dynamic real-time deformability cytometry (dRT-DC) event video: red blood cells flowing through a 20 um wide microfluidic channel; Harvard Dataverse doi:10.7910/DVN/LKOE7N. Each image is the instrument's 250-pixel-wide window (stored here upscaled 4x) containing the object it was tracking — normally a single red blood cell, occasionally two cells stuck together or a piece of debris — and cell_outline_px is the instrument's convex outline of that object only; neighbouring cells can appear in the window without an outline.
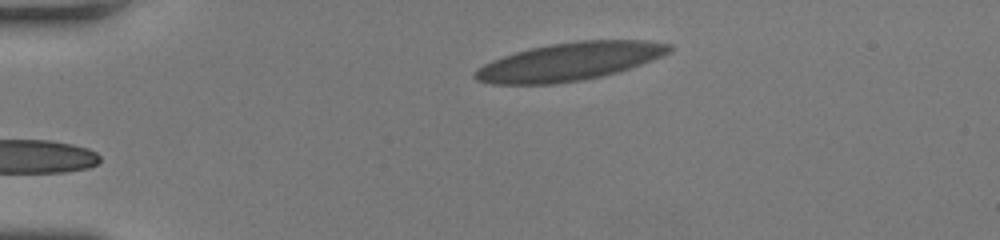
{"species": "human", "species_latin": "Homo sapiens", "temperature_condition": "room temperature", "stored_images_in_passage": 40, "camera_frame_rate_fps": 3000, "um_per_image_px": 0.085, "donor": {"sex": "female"}, "frame": {"image": 1, "passage_image": 1, "time_ms": 0.0, "image_size_px": [1000, 240], "cell_outline_px": [[672, 48], [668, 52], [652, 60], [616, 72], [600, 76], [580, 80], [556, 84], [492, 84], [476, 80], [472, 76], [476, 68], [492, 60], [516, 52], [532, 48], [552, 44], [576, 40], [648, 40], [672, 44]], "centroid_in_image_um": [48.38, 5.23], "position_along_channel_um": 36.6, "area_um2": 42.71}}
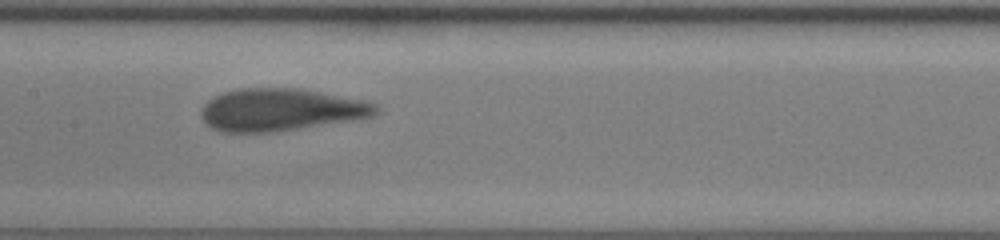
{"frame": {"image": 2, "passage_image": 16, "time_ms": 5.0, "image_size_px": [1000, 240], "cell_outline_px": [[380, 108], [372, 116], [360, 120], [272, 132], [220, 132], [204, 124], [200, 116], [200, 112], [204, 104], [208, 100], [224, 92], [240, 88], [300, 88], [364, 100], [376, 104]], "centroid_in_image_um": [23.87, 9.34], "position_along_channel_um": 183.5, "area_um2": 43.58}}
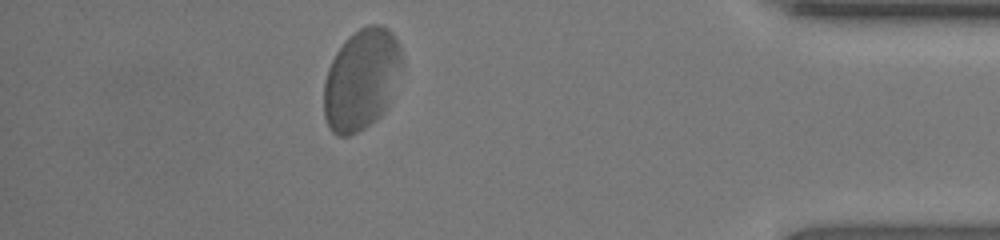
{"frame": {"image": 3, "passage_image": 35, "time_ms": 11.333, "image_size_px": [1000, 240], "cell_outline_px": [[404, 60], [388, 104], [380, 116], [376, 120], [364, 128], [348, 136], [336, 136], [332, 132], [324, 116], [324, 80], [328, 68], [336, 52], [348, 36], [360, 28], [372, 24], [380, 24], [388, 28], [392, 32], [404, 56]], "centroid_in_image_um": [30.72, 6.74], "position_along_channel_um": 404.5, "area_um2": 46.07}, "authors_computed_cell_mechanics": {"area_um2": 43.4078, "velocity_mm_per_s": 4.0815, "shape_relaxation_time_tau1_ms": 4.7663, "shape_relaxation_time_tau2_ms": null, "deformation_change_tau1": 0.1374, "deformation_change_tau2": null}}